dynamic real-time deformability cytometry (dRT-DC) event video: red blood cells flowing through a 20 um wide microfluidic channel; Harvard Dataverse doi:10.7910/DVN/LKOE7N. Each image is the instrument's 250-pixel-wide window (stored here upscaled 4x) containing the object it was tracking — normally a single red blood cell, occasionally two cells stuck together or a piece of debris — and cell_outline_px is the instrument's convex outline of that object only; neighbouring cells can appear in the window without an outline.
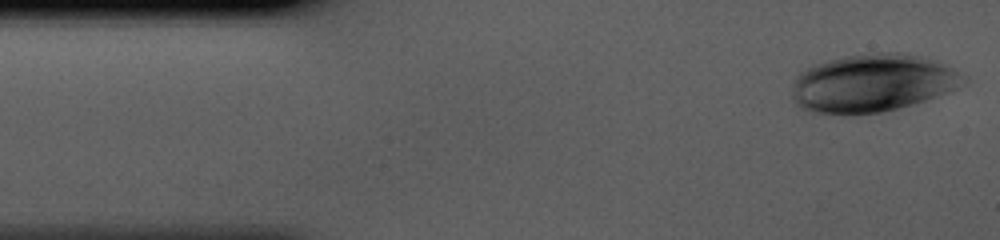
{"species": "human", "species_latin": "Homo sapiens", "temperature_condition": "cold", "stored_images_in_passage": 41, "camera_frame_rate_fps": 3000, "um_per_image_px": 0.085, "donor": {"sex": "male"}, "frame": {"image": 1, "passage_image": 1, "time_ms": 0.0, "image_size_px": [1000, 240], "cell_outline_px": [[956, 76], [952, 88], [936, 96], [912, 104], [880, 112], [844, 116], [808, 112], [800, 108], [792, 100], [792, 88], [796, 76], [800, 72], [816, 64], [828, 60], [844, 56], [876, 52], [900, 52], [924, 56], [952, 68], [956, 72]], "centroid_in_image_um": [73.96, 7.08], "position_along_channel_um": 11.0, "area_um2": 57.11}}
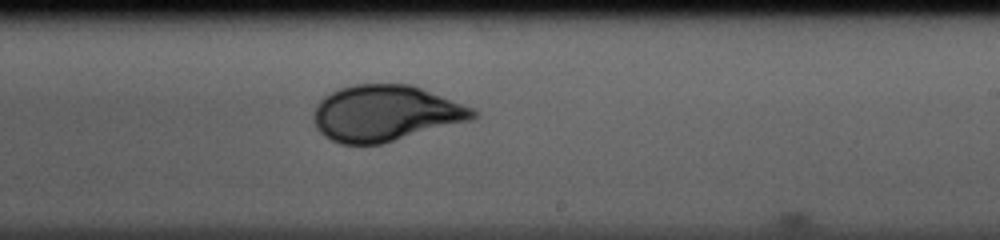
{"frame": {"image": 2, "passage_image": 24, "time_ms": 7.667, "image_size_px": [1000, 240], "cell_outline_px": [[476, 116], [472, 120], [384, 144], [340, 144], [324, 136], [316, 128], [312, 120], [312, 116], [316, 104], [324, 96], [340, 88], [356, 84], [412, 84], [472, 108], [476, 112]], "centroid_in_image_um": [32.73, 9.64], "position_along_channel_um": 256.3, "area_um2": 52.19}}
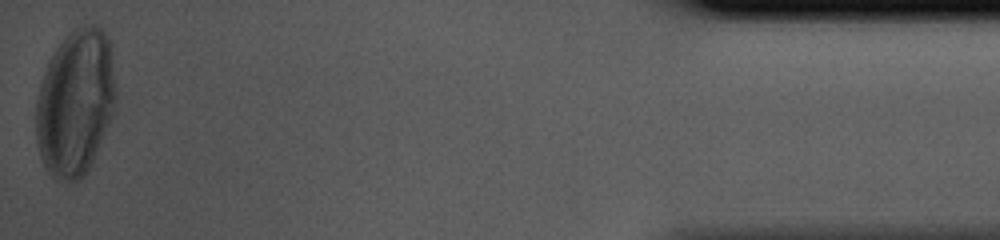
{"frame": {"image": 3, "passage_image": 41, "time_ms": 13.333, "image_size_px": [1000, 240], "cell_outline_px": [[116, 108], [92, 160], [84, 176], [80, 180], [56, 180], [48, 172], [40, 156], [36, 140], [36, 100], [40, 84], [44, 72], [56, 48], [76, 28], [88, 24], [96, 24], [108, 36], [112, 44], [116, 88]], "centroid_in_image_um": [6.43, 8.71], "position_along_channel_um": 428.8, "area_um2": 68.32}}